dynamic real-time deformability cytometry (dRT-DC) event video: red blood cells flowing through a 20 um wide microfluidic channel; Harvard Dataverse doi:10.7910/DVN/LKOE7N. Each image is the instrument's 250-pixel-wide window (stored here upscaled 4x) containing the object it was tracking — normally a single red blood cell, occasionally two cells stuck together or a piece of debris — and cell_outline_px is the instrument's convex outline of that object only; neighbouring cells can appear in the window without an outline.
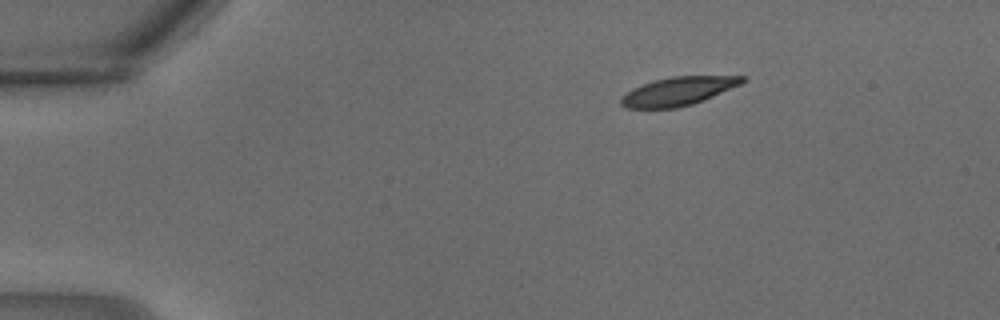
{"species": "common noctule bat (a hibernating species)", "species_latin": "Nyctalus noctula", "temperature_condition": "warm", "stored_images_in_passage": 27, "camera_frame_rate_fps": 3000, "um_per_image_px": 0.085, "animal": {"sex": "male", "body_mass_g": 18.8}, "frame": {"image": 1, "passage_image": 1, "time_ms": 0.0, "image_size_px": [1000, 320], "cell_outline_px": [[748, 80], [740, 84], [712, 96], [692, 104], [676, 108], [624, 108], [620, 104], [620, 96], [632, 88], [656, 80], [672, 76], [748, 76]], "centroid_in_image_um": [57.61, 7.75], "position_along_channel_um": 27.4, "area_um2": 20.0}}
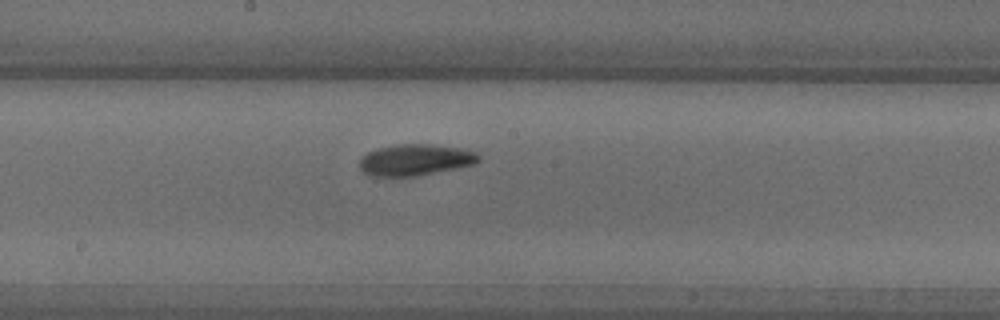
{"frame": {"image": 2, "passage_image": 13, "time_ms": 4.0, "image_size_px": [1000, 320], "cell_outline_px": [[480, 160], [476, 164], [416, 176], [368, 176], [360, 168], [360, 160], [368, 152], [380, 148], [396, 144], [428, 144], [456, 148], [476, 152], [480, 156]], "centroid_in_image_um": [35.3, 13.6], "position_along_channel_um": 212.9, "area_um2": 21.5}}
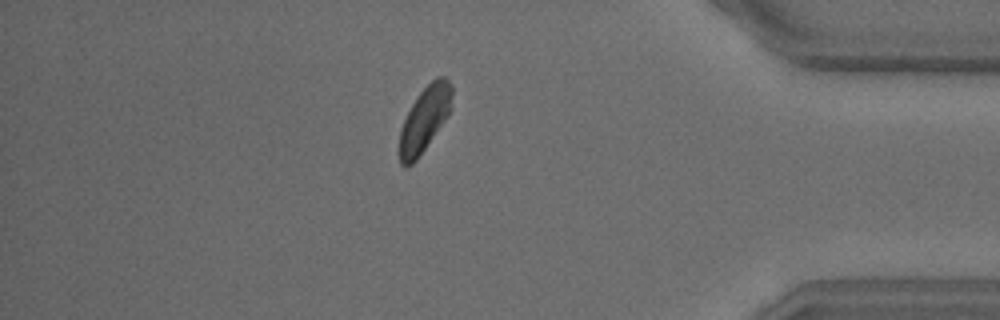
{"frame": {"image": 3, "passage_image": 23, "time_ms": 7.333, "image_size_px": [1000, 320], "cell_outline_px": [[452, 96], [448, 116], [416, 160], [408, 168], [404, 168], [400, 164], [396, 152], [400, 128], [416, 96], [436, 76], [448, 76], [452, 84]], "centroid_in_image_um": [36.04, 10.17], "position_along_channel_um": 399.2, "area_um2": 20.35}}